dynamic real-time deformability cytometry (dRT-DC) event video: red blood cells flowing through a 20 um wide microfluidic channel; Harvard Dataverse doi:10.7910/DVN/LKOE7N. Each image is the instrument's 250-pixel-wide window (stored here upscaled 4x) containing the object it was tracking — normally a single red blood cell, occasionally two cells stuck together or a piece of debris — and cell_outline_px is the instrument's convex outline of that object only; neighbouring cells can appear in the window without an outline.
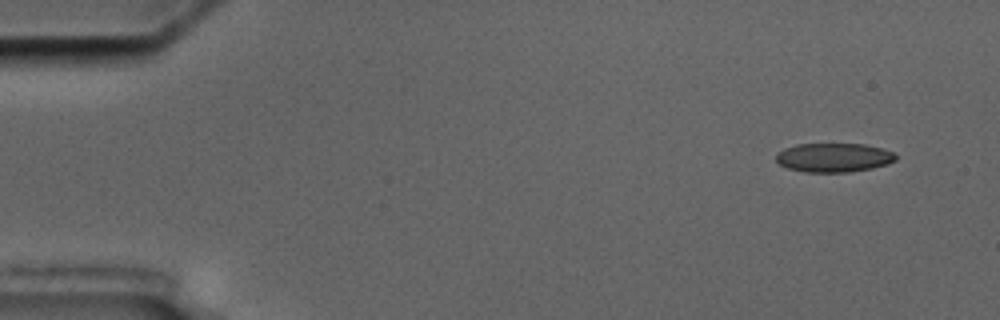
{"species": "common noctule bat (a hibernating species)", "species_latin": "Nyctalus noctula", "temperature_condition": "cold", "stored_images_in_passage": 4, "camera_frame_rate_fps": 3000, "um_per_image_px": 0.085, "animal": {"sex": "male", "body_mass_g": 17.5, "forearm_length_mm": 52.3}, "frame": {"image": 1, "passage_image": 1, "time_ms": 0.0, "image_size_px": [1000, 320], "cell_outline_px": [[896, 160], [888, 164], [872, 168], [852, 172], [804, 172], [788, 168], [780, 164], [776, 160], [776, 152], [784, 148], [796, 144], [864, 144], [880, 148], [892, 152], [896, 156]], "centroid_in_image_um": [70.84, 13.39], "position_along_channel_um": 14.2, "area_um2": 20.29}}